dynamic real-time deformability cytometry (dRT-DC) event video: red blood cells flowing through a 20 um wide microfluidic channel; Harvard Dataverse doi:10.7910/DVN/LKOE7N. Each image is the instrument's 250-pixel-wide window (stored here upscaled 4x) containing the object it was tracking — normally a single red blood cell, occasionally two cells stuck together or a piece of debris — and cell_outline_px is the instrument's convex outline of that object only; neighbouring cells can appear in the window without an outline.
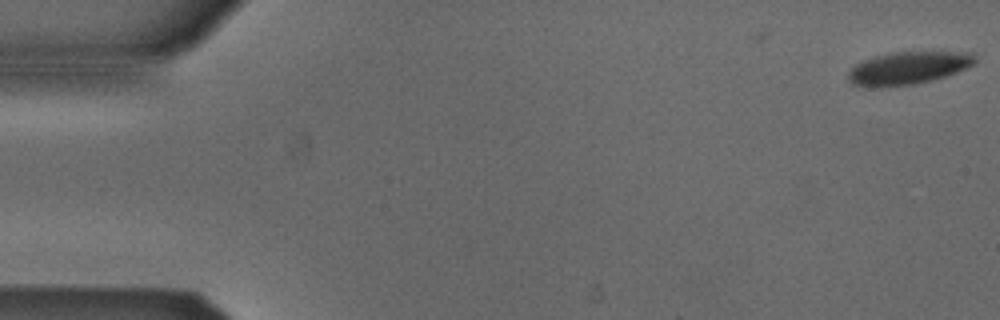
{"species": "Egyptian fruit bat (a non-hibernating species)", "species_latin": "Rousettus aegyptiacus", "temperature_condition": "cold", "stored_images_in_passage": 4, "camera_frame_rate_fps": 3000, "um_per_image_px": 0.085, "animal": {"sex": "male"}, "frame": {"image": 1, "passage_image": 4, "time_ms": 1.0, "image_size_px": [1000, 320], "cell_outline_px": [[976, 64], [956, 72], [932, 80], [912, 84], [880, 88], [852, 84], [848, 80], [848, 72], [856, 64], [864, 60], [888, 52], [972, 52], [976, 60]], "centroid_in_image_um": [77.19, 5.78], "position_along_channel_um": 7.8, "area_um2": 24.1}}